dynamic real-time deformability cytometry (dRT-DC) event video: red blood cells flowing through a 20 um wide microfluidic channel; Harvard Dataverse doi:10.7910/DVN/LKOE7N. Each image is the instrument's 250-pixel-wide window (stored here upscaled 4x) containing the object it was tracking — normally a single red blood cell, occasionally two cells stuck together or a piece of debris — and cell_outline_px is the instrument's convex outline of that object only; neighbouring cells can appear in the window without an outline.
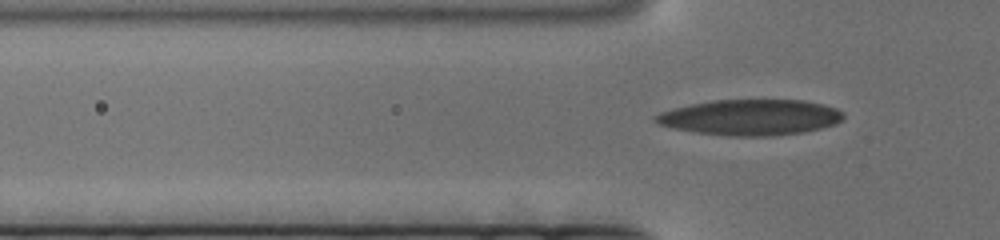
{"species": "human", "species_latin": "Homo sapiens", "temperature_condition": "cold", "stored_images_in_passage": 116, "camera_frame_rate_fps": 3000, "um_per_image_px": 0.085, "donor": {"sex": "female"}, "frame": {"image": 1, "passage_image": 13, "time_ms": 4.0, "image_size_px": [1000, 240], "cell_outline_px": [[844, 116], [836, 124], [820, 128], [800, 132], [772, 136], [724, 136], [696, 132], [676, 128], [660, 124], [652, 120], [652, 116], [660, 112], [692, 104], [712, 100], [804, 100], [824, 104], [836, 108], [844, 112]], "centroid_in_image_um": [63.8, 9.97], "position_along_channel_um": 62.0, "area_um2": 39.02}}
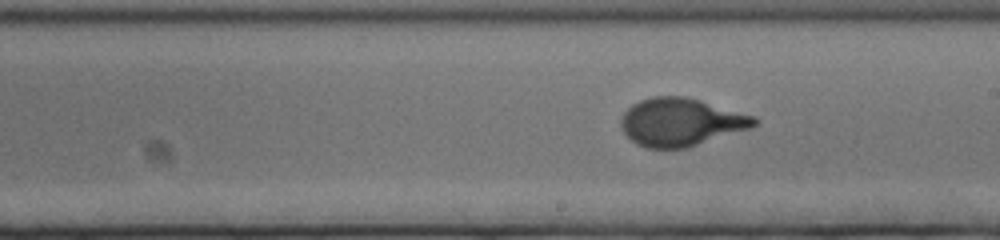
{"frame": {"image": 2, "passage_image": 57, "time_ms": 18.667, "image_size_px": [1000, 240], "cell_outline_px": [[760, 120], [752, 128], [688, 148], [644, 148], [636, 144], [624, 132], [620, 124], [620, 120], [624, 112], [632, 104], [640, 100], [652, 96], [684, 96], [700, 100], [756, 116]], "centroid_in_image_um": [57.9, 10.38], "position_along_channel_um": 231.1, "area_um2": 37.51}}
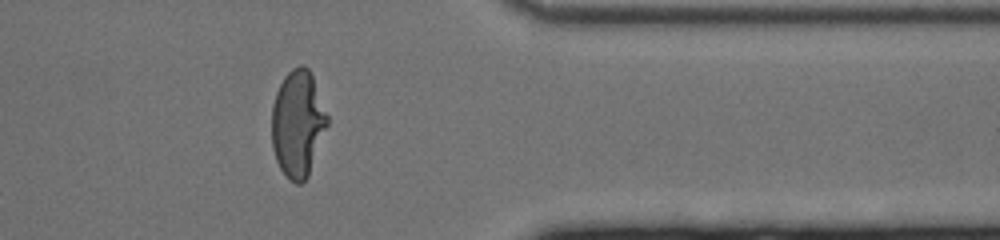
{"frame": {"image": 3, "passage_image": 100, "time_ms": 33.0, "image_size_px": [1000, 240], "cell_outline_px": [[328, 124], [308, 176], [300, 184], [296, 184], [288, 180], [280, 168], [276, 160], [272, 148], [272, 104], [276, 92], [284, 76], [292, 68], [300, 64], [304, 64], [308, 68], [312, 76], [328, 116]], "centroid_in_image_um": [25.3, 10.51], "position_along_channel_um": 386.1, "area_um2": 34.56}}